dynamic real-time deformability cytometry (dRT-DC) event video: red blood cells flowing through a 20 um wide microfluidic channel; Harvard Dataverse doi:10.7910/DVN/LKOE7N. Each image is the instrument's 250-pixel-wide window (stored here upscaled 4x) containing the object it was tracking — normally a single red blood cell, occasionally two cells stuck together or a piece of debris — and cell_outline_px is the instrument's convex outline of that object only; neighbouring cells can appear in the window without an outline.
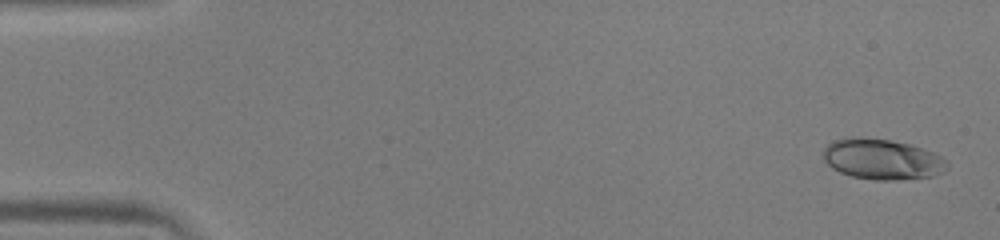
{"species": "human", "species_latin": "Homo sapiens", "temperature_condition": "warm", "stored_images_in_passage": 50, "camera_frame_rate_fps": 3000, "um_per_image_px": 0.085, "donor": {"sex": "male"}, "frame": {"image": 1, "passage_image": 1, "time_ms": 0.0, "image_size_px": [1000, 240], "cell_outline_px": [[948, 168], [944, 172], [932, 176], [896, 180], [876, 180], [852, 176], [840, 172], [832, 168], [824, 160], [824, 148], [828, 144], [836, 140], [860, 136], [892, 140], [912, 144], [932, 152], [948, 160]], "centroid_in_image_um": [75.02, 13.53], "position_along_channel_um": 10.0, "area_um2": 29.36}}
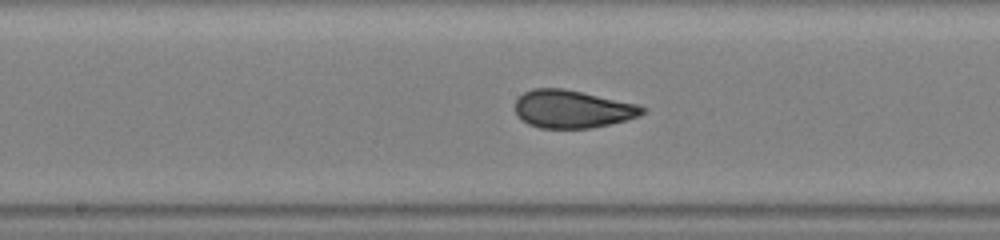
{"frame": {"image": 2, "passage_image": 26, "time_ms": 8.333, "image_size_px": [1000, 240], "cell_outline_px": [[648, 108], [640, 116], [592, 128], [540, 128], [528, 124], [516, 112], [516, 100], [524, 92], [532, 88], [564, 88], [640, 104]], "centroid_in_image_um": [48.7, 9.26], "position_along_channel_um": 199.5, "area_um2": 28.09}}
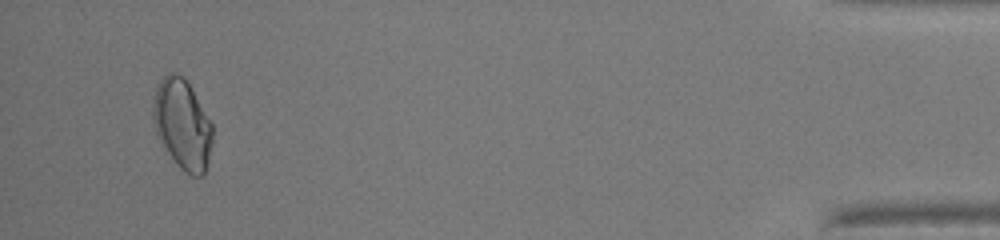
{"frame": {"image": 3, "passage_image": 48, "time_ms": 15.667, "image_size_px": [1000, 240], "cell_outline_px": [[212, 144], [208, 160], [204, 172], [200, 176], [192, 176], [184, 172], [176, 164], [156, 136], [152, 116], [152, 104], [156, 84], [168, 72], [176, 72], [184, 76], [188, 80], [212, 124]], "centroid_in_image_um": [15.47, 10.52], "position_along_channel_um": 419.7, "area_um2": 31.62}}